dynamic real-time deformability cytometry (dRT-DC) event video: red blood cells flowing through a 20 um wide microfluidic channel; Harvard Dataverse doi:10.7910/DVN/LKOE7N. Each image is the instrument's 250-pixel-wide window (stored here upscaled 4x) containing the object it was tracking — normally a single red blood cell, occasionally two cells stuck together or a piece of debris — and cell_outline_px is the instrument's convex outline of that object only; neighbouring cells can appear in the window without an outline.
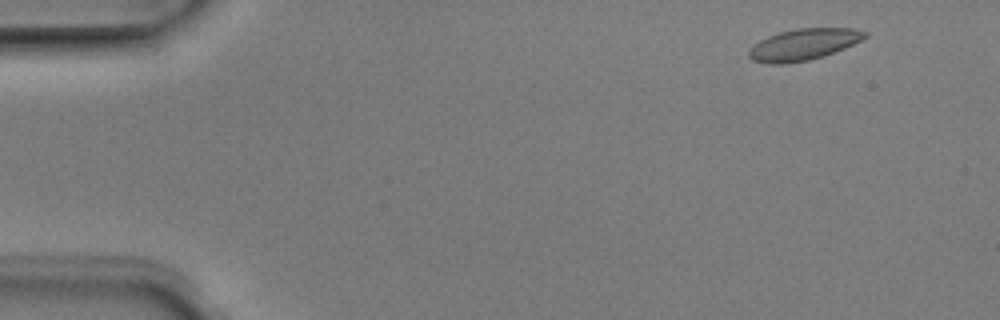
{"species": "Egyptian fruit bat (a non-hibernating species)", "species_latin": "Rousettus aegyptiacus", "temperature_condition": "room temperature", "stored_images_in_passage": 3, "camera_frame_rate_fps": 3000, "um_per_image_px": 0.085, "animal": {"sex": "male"}, "frame": {"image": 1, "passage_image": 1, "time_ms": 0.0, "image_size_px": [1000, 320], "cell_outline_px": [[868, 36], [844, 48], [808, 60], [784, 64], [768, 64], [752, 60], [748, 56], [748, 52], [760, 40], [768, 36], [780, 32], [796, 28], [852, 28], [868, 32]], "centroid_in_image_um": [68.28, 3.77], "position_along_channel_um": 16.7, "area_um2": 20.92}}
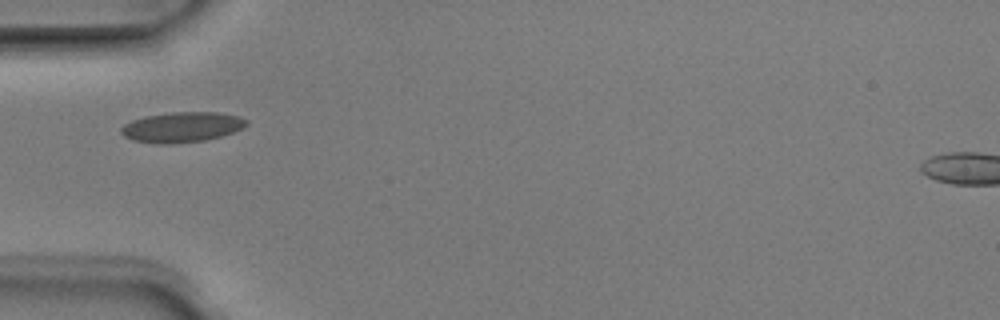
{"frame": {"image": 2, "passage_image": 3, "time_ms": 0.667, "image_size_px": [1000, 320], "cell_outline_px": [[248, 124], [232, 132], [220, 136], [204, 140], [176, 144], [156, 144], [132, 140], [124, 136], [120, 132], [120, 128], [124, 124], [132, 120], [144, 116], [172, 112], [216, 112], [240, 116], [248, 120]], "centroid_in_image_um": [15.42, 10.81], "position_along_channel_um": 69.6, "area_um2": 22.2}}